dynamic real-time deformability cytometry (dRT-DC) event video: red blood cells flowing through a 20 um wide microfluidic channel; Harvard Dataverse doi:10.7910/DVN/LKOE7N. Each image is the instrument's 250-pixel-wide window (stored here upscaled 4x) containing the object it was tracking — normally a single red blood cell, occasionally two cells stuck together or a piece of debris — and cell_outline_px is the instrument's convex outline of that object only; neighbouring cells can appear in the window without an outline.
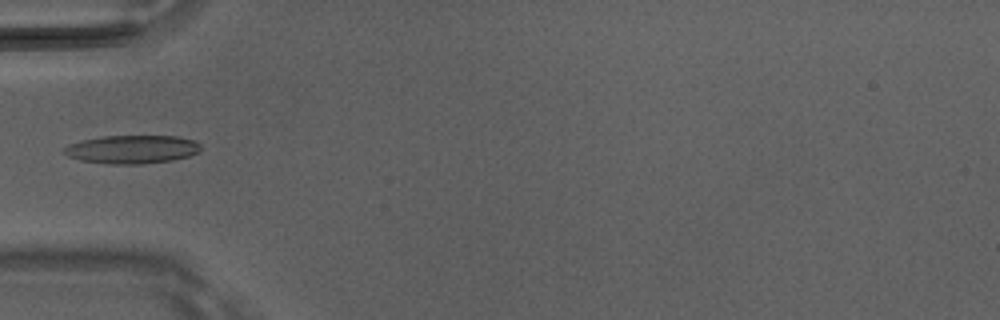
{"species": "Egyptian fruit bat (a non-hibernating species)", "species_latin": "Rousettus aegyptiacus", "temperature_condition": "room temperature", "stored_images_in_passage": 5, "camera_frame_rate_fps": 3000, "um_per_image_px": 0.085, "animal": {"sex": "male"}, "frame": {"image": 1, "passage_image": 5, "time_ms": 1.333, "image_size_px": [1000, 320], "cell_outline_px": [[200, 152], [188, 156], [172, 160], [144, 164], [112, 164], [80, 160], [68, 156], [64, 152], [64, 148], [68, 144], [84, 140], [104, 136], [176, 136], [192, 140], [200, 144]], "centroid_in_image_um": [11.23, 12.7], "position_along_channel_um": 73.8, "area_um2": 22.43}}